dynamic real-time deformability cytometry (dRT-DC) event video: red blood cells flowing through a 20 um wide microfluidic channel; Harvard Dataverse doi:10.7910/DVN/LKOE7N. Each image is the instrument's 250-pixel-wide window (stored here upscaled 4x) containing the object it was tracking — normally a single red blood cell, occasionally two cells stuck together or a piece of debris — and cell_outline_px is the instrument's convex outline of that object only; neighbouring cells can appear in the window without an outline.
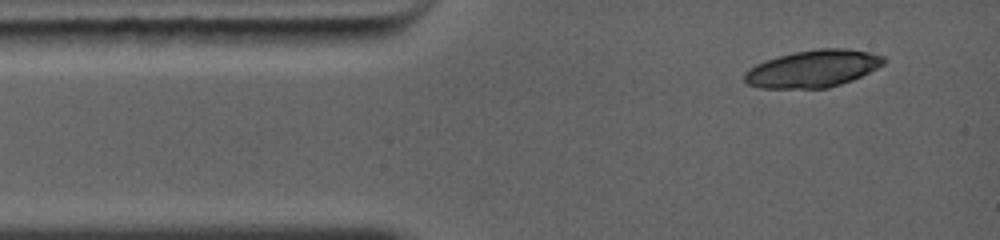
{"species": "common noctule bat (a hibernating species)", "species_latin": "Nyctalus noctula", "temperature_condition": "warm", "stored_images_in_passage": 2, "camera_frame_rate_fps": 5000, "um_per_image_px": 0.085, "animal": {"sex": "female", "body_mass_g": 19.0, "forearm_length_mm": 56.7}, "frame": {"image": 1, "passage_image": 1, "time_ms": 0.0, "image_size_px": [1000, 240], "cell_outline_px": [[884, 64], [852, 80], [840, 84], [824, 88], [764, 88], [748, 84], [744, 80], [744, 76], [756, 64], [780, 56], [796, 52], [820, 48], [844, 48], [868, 52], [884, 56]], "centroid_in_image_um": [69.13, 5.84], "position_along_channel_um": 15.9, "area_um2": 29.54}}